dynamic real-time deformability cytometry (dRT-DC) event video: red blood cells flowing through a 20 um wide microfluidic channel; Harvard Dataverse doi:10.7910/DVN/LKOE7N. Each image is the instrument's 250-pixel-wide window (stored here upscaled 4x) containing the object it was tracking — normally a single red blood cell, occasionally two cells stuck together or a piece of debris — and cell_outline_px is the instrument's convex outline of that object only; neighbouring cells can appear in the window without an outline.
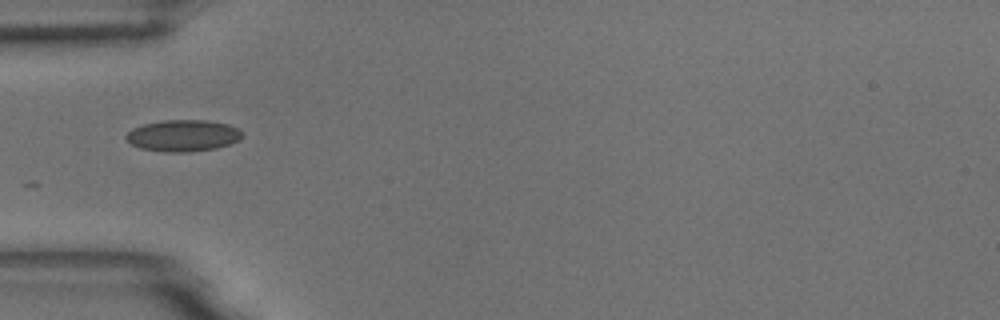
{"species": "common noctule bat (a hibernating species)", "species_latin": "Nyctalus noctula", "temperature_condition": "room temperature", "stored_images_in_passage": 3, "camera_frame_rate_fps": 3000, "um_per_image_px": 0.085, "animal": {"sex": "male", "body_mass_g": 18.8}, "frame": {"image": 1, "passage_image": 1, "time_ms": 0.0, "image_size_px": [1000, 320], "cell_outline_px": [[244, 136], [240, 140], [216, 148], [188, 152], [164, 152], [140, 148], [132, 144], [124, 136], [132, 128], [144, 124], [164, 120], [208, 120], [228, 124], [244, 132]], "centroid_in_image_um": [15.58, 11.52], "position_along_channel_um": 69.4, "area_um2": 21.44}}